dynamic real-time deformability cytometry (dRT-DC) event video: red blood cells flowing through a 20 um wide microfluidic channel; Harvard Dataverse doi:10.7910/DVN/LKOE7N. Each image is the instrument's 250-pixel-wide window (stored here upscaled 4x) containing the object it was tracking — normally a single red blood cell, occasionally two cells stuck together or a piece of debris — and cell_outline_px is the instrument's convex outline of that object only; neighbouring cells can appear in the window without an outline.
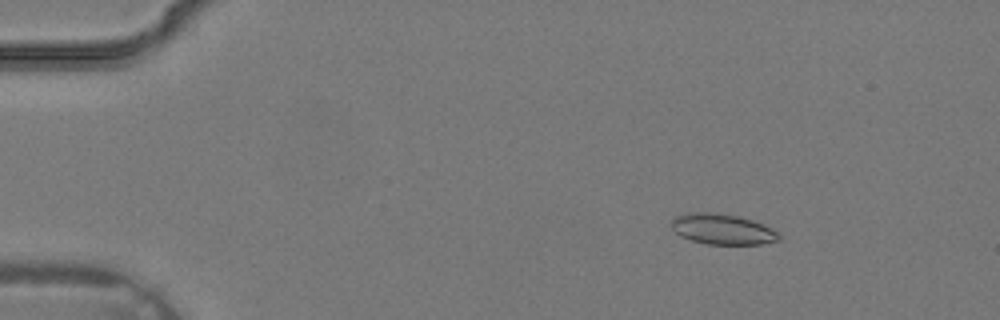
{"species": "common noctule bat (a hibernating species)", "species_latin": "Nyctalus noctula", "temperature_condition": "warm", "stored_images_in_passage": 32, "camera_frame_rate_fps": 3000, "um_per_image_px": 0.085, "animal": {"sex": "male", "body_mass_g": 19.2, "forearm_length_mm": 51.8}, "frame": {"image": 1, "passage_image": 1, "time_ms": 0.0, "image_size_px": [1000, 320], "cell_outline_px": [[780, 240], [760, 244], [708, 244], [692, 240], [680, 236], [668, 224], [676, 216], [688, 212], [716, 212], [740, 216], [764, 224], [772, 228], [780, 236]], "centroid_in_image_um": [61.39, 19.46], "position_along_channel_um": 23.6, "area_um2": 19.31}}
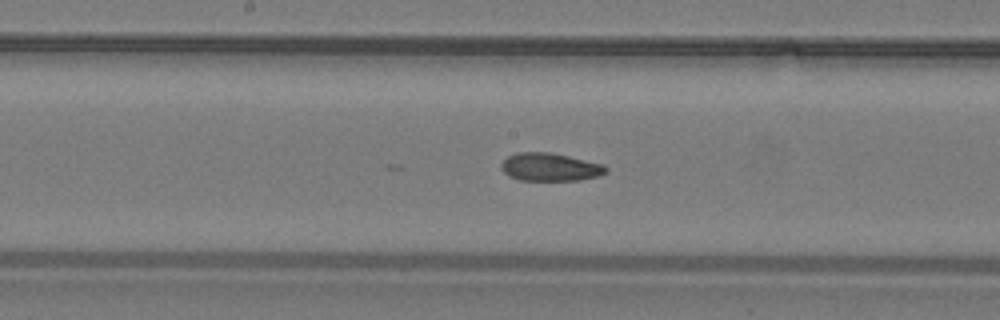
{"frame": {"image": 2, "passage_image": 15, "time_ms": 4.667, "image_size_px": [1000, 320], "cell_outline_px": [[608, 172], [600, 176], [580, 180], [520, 180], [508, 176], [500, 168], [500, 164], [508, 156], [516, 152], [548, 152], [568, 156], [604, 164], [608, 168]], "centroid_in_image_um": [46.77, 14.2], "position_along_channel_um": 201.4, "area_um2": 17.22}}
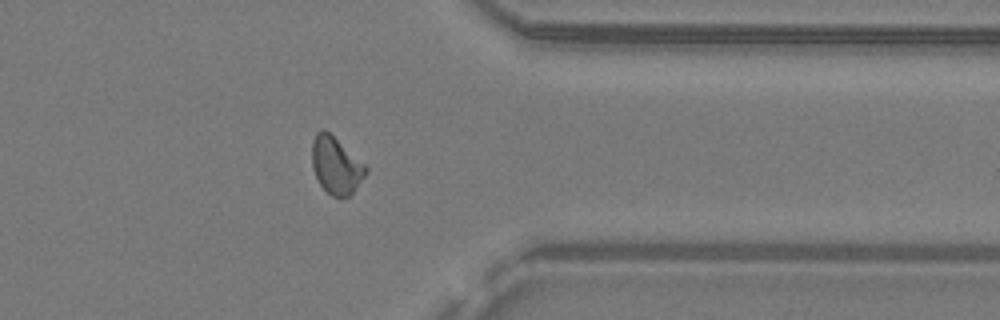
{"frame": {"image": 3, "passage_image": 25, "time_ms": 8.0, "image_size_px": [1000, 320], "cell_outline_px": [[368, 172], [352, 192], [348, 196], [332, 196], [320, 184], [312, 168], [312, 140], [316, 132], [320, 128], [324, 128], [364, 164], [368, 168]], "centroid_in_image_um": [28.53, 14.03], "position_along_channel_um": 382.9, "area_um2": 17.57}}